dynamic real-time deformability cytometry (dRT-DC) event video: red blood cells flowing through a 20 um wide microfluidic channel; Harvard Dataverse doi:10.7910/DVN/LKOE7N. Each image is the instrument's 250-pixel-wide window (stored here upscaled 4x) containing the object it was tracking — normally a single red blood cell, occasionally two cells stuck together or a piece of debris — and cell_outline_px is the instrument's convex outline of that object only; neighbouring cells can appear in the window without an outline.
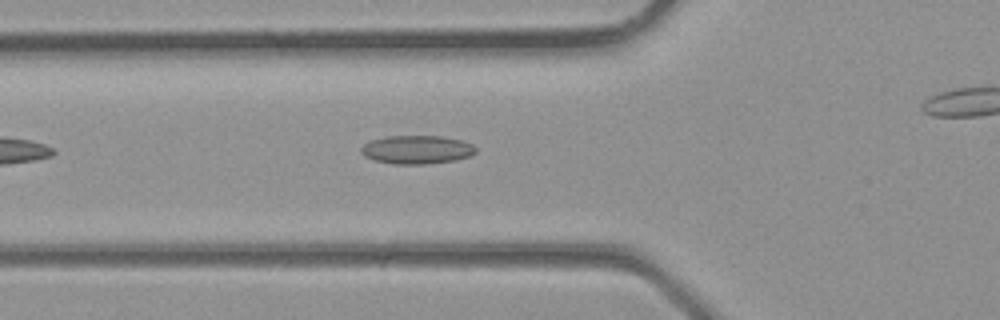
{"species": "common noctule bat (a hibernating species)", "species_latin": "Nyctalus noctula", "temperature_condition": "room temperature", "stored_images_in_passage": 4, "camera_frame_rate_fps": 3000, "um_per_image_px": 0.085, "animal": {"sex": "male", "body_mass_g": 23.1, "forearm_length_mm": 52.7}, "frame": {"image": 1, "passage_image": 2, "time_ms": 0.333, "image_size_px": [1000, 320], "cell_outline_px": [[476, 152], [472, 156], [456, 160], [424, 164], [392, 164], [376, 160], [364, 156], [360, 152], [360, 148], [364, 144], [372, 140], [388, 136], [440, 136], [460, 140], [472, 144], [476, 148]], "centroid_in_image_um": [35.44, 12.72], "position_along_channel_um": 90.4, "area_um2": 19.02}}